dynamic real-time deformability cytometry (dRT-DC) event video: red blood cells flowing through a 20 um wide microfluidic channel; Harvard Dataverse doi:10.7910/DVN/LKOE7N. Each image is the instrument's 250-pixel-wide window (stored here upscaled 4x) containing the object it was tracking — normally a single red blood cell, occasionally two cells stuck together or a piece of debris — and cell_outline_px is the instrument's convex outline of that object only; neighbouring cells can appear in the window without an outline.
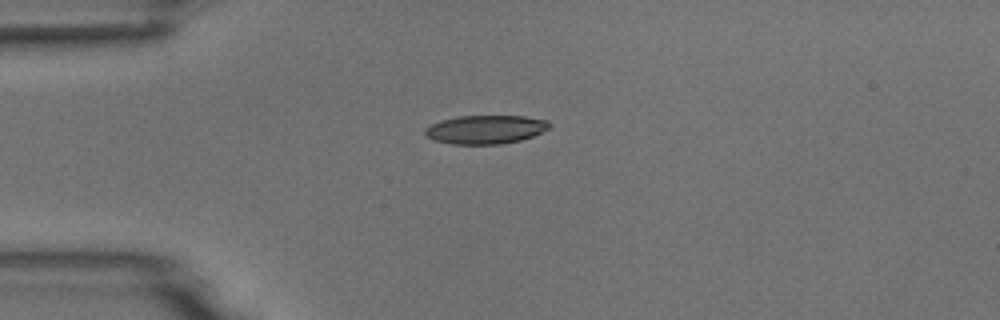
{"species": "common noctule bat (a hibernating species)", "species_latin": "Nyctalus noctula", "temperature_condition": "room temperature", "stored_images_in_passage": 5, "camera_frame_rate_fps": 3000, "um_per_image_px": 0.085, "animal": {"sex": "male", "body_mass_g": 18.8}, "frame": {"image": 1, "passage_image": 5, "time_ms": 1.333, "image_size_px": [1000, 320], "cell_outline_px": [[552, 124], [548, 128], [532, 136], [520, 140], [500, 144], [452, 144], [436, 140], [424, 136], [424, 128], [440, 120], [460, 116], [524, 116], [548, 120]], "centroid_in_image_um": [41.25, 11.0], "position_along_channel_um": 43.7, "area_um2": 20.69}}